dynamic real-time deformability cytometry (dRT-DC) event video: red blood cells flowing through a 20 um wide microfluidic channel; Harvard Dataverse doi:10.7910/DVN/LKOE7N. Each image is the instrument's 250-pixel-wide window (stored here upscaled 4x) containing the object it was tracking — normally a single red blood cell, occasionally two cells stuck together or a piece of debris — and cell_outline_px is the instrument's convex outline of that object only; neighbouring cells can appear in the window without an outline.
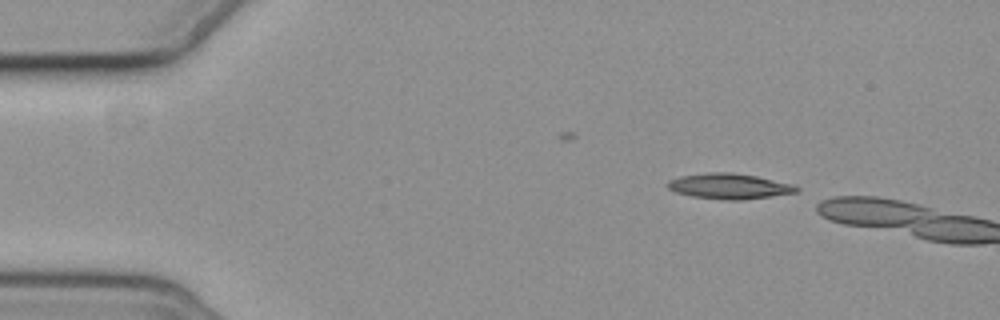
{"species": "common noctule bat (a hibernating species)", "species_latin": "Nyctalus noctula", "temperature_condition": "cold", "stored_images_in_passage": 2, "camera_frame_rate_fps": 3000, "um_per_image_px": 0.085, "animal": {"sex": "female", "body_mass_g": 19.3, "forearm_length_mm": 54.1}, "frame": {"image": 1, "passage_image": 1, "time_ms": 0.0, "image_size_px": [1000, 320], "cell_outline_px": [[800, 188], [796, 192], [772, 196], [740, 200], [724, 200], [692, 196], [676, 192], [668, 188], [668, 180], [680, 176], [708, 172], [732, 172], [756, 176], [792, 184]], "centroid_in_image_um": [61.97, 15.82], "position_along_channel_um": 23.0, "area_um2": 19.02}}